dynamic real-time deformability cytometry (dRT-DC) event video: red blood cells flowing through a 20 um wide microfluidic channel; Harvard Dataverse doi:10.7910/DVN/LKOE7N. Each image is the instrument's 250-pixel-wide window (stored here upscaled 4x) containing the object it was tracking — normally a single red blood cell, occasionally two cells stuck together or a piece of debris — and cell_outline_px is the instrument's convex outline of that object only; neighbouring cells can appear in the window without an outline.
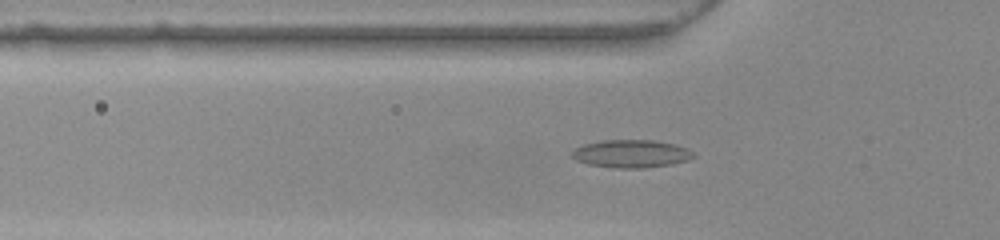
{"species": "common noctule bat (a hibernating species)", "species_latin": "Nyctalus noctula", "temperature_condition": "warm", "stored_images_in_passage": 38, "camera_frame_rate_fps": 3000, "um_per_image_px": 0.085, "animal": {"sex": "female", "body_mass_g": 22.0, "forearm_length_mm": 56.7}, "frame": {"image": 1, "passage_image": 3, "time_ms": 0.667, "image_size_px": [1000, 240], "cell_outline_px": [[696, 156], [688, 160], [672, 164], [644, 168], [616, 168], [588, 164], [576, 160], [572, 156], [572, 152], [576, 148], [584, 144], [604, 140], [652, 140], [672, 144], [688, 148], [696, 152]], "centroid_in_image_um": [53.7, 13.07], "position_along_channel_um": 72.1, "area_um2": 19.71}}
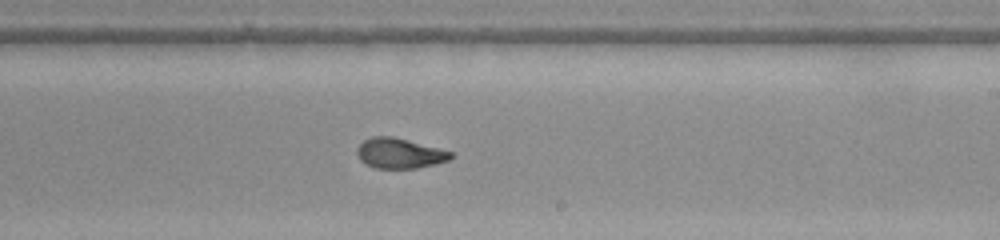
{"frame": {"image": 2, "passage_image": 17, "time_ms": 5.333, "image_size_px": [1000, 240], "cell_outline_px": [[452, 156], [448, 160], [436, 164], [416, 168], [376, 168], [364, 164], [360, 160], [356, 152], [356, 148], [364, 140], [372, 136], [392, 136], [408, 140], [452, 152]], "centroid_in_image_um": [33.91, 13.03], "position_along_channel_um": 255.1, "area_um2": 16.42}}
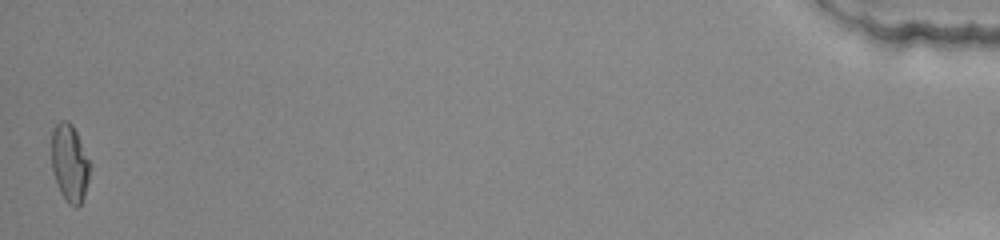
{"frame": {"image": 3, "passage_image": 38, "time_ms": 12.333, "image_size_px": [1000, 240], "cell_outline_px": [[88, 180], [84, 196], [80, 204], [76, 208], [68, 204], [60, 192], [52, 172], [52, 128], [60, 120], [68, 120], [72, 124], [76, 132], [88, 160]], "centroid_in_image_um": [5.88, 13.86], "position_along_channel_um": 429.3, "area_um2": 17.05}, "authors_computed_cell_mechanics": {"area_um2": 16.8776, "velocity_mm_per_s": 3.9157, "shape_relaxation_time_tau1_ms": null, "shape_relaxation_time_tau2_ms": 1.1839, "deformation_change_tau1": null, "deformation_change_tau2": 0.0691}}